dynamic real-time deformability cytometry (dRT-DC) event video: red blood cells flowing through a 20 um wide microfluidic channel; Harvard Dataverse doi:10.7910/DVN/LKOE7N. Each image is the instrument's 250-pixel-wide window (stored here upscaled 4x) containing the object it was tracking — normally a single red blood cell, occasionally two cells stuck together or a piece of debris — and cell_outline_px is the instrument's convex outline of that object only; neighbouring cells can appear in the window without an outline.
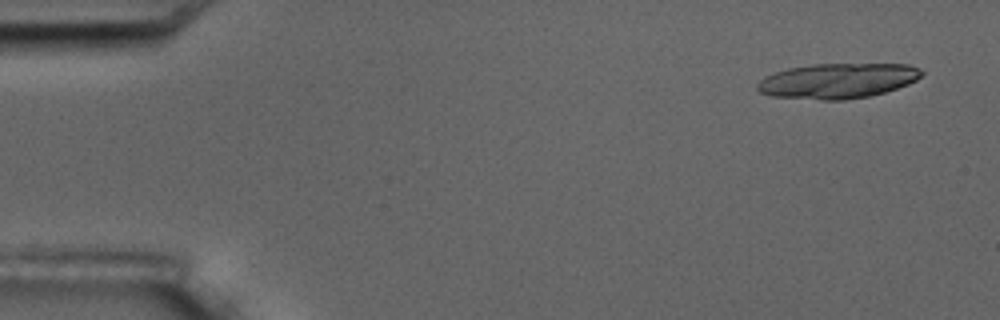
{"species": "common noctule bat (a hibernating species)", "species_latin": "Nyctalus noctula", "temperature_condition": "room temperature", "stored_images_in_passage": 4, "camera_frame_rate_fps": 3000, "um_per_image_px": 0.085, "animal": {"sex": "male", "body_mass_g": 17.5, "forearm_length_mm": 52.3}, "frame": {"image": 1, "passage_image": 1, "time_ms": 0.0, "image_size_px": [1000, 320], "cell_outline_px": [[924, 72], [916, 80], [908, 84], [884, 92], [868, 96], [844, 100], [820, 100], [772, 96], [760, 92], [756, 88], [756, 84], [764, 76], [788, 68], [812, 64], [908, 64], [920, 68]], "centroid_in_image_um": [71.18, 6.86], "position_along_channel_um": 13.8, "area_um2": 33.64}}